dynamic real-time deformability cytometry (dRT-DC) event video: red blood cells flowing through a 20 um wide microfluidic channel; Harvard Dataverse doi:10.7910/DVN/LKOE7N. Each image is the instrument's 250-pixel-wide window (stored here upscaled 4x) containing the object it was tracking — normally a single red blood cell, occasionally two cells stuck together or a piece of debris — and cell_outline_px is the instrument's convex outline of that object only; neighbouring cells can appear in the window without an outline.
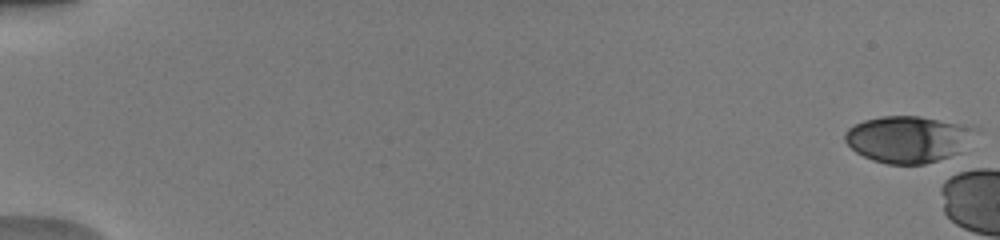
{"species": "human", "species_latin": "Homo sapiens", "temperature_condition": "warm", "stored_images_in_passage": 6, "camera_frame_rate_fps": 3000, "um_per_image_px": 0.085, "donor": {"sex": "male"}, "frame": {"image": 1, "passage_image": 1, "time_ms": 0.0, "image_size_px": [1000, 240], "cell_outline_px": [[980, 128], [956, 152], [948, 156], [924, 164], [888, 164], [872, 160], [856, 152], [844, 140], [844, 132], [848, 128], [864, 120], [880, 116], [920, 116]], "centroid_in_image_um": [77.11, 11.81], "position_along_channel_um": 7.9, "area_um2": 34.85}}